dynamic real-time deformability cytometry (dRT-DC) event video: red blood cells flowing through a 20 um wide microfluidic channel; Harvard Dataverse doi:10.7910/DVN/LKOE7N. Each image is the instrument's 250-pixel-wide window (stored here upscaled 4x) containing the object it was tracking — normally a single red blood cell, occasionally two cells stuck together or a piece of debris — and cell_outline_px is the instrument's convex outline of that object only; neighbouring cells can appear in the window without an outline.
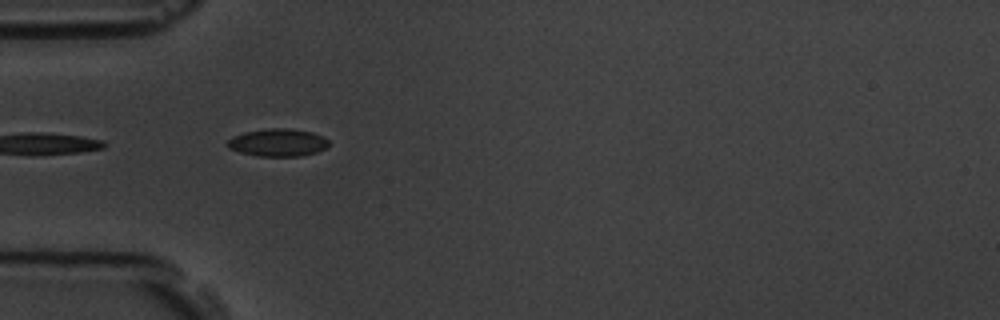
{"species": "common noctule bat (a hibernating species)", "species_latin": "Nyctalus noctula", "temperature_condition": "room temperature", "stored_images_in_passage": 5, "segment_of_instrument_passage": [2, 2], "camera_frame_rate_fps": 3000, "um_per_image_px": 0.085, "animal": {"sex": "male", "body_mass_g": 19.5, "forearm_length_mm": 54.6}, "frame": {"image": 1, "passage_image": 4, "time_ms": 3.333, "image_size_px": [1000, 320], "cell_outline_px": [[328, 144], [324, 148], [316, 152], [304, 156], [256, 156], [240, 152], [228, 148], [224, 144], [232, 136], [244, 132], [268, 128], [288, 128], [312, 132], [328, 140]], "centroid_in_image_um": [23.55, 12.12], "position_along_channel_um": 61.4, "area_um2": 16.36}}